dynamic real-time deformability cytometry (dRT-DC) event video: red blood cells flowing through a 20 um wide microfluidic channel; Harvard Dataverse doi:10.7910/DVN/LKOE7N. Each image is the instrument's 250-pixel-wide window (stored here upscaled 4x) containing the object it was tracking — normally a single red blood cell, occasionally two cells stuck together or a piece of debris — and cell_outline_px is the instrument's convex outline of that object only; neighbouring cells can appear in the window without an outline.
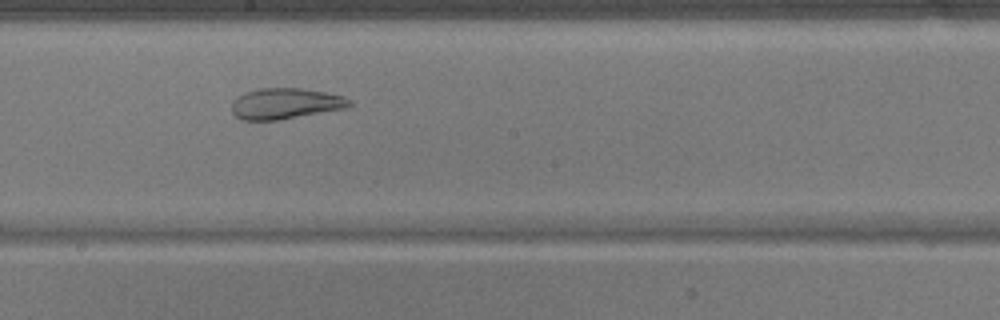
{"species": "common noctule bat (a hibernating species)", "species_latin": "Nyctalus noctula", "temperature_condition": "warm", "stored_images_in_passage": 43, "camera_frame_rate_fps": 3000, "um_per_image_px": 0.085, "animal": {"sex": "male", "body_mass_g": 17.9}, "frame": {"image": 1, "passage_image": 21, "time_ms": 6.667, "image_size_px": [1000, 320], "cell_outline_px": [[352, 104], [348, 108], [280, 120], [240, 120], [232, 112], [232, 100], [236, 96], [244, 92], [260, 88], [304, 88], [344, 96], [352, 100]], "centroid_in_image_um": [24.26, 8.8], "position_along_channel_um": 223.9, "area_um2": 21.56}}
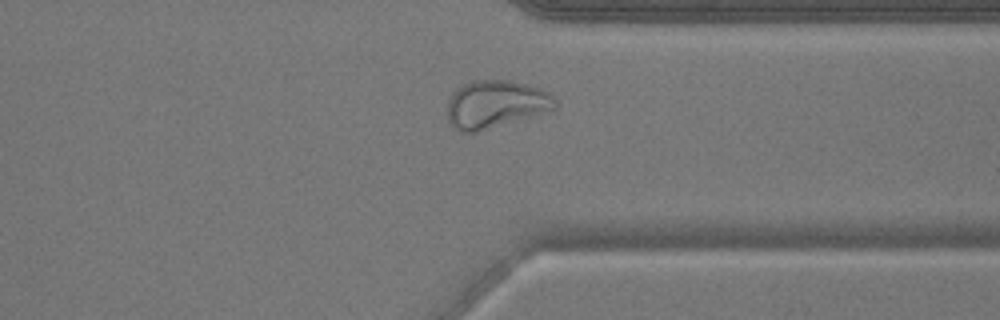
{"frame": {"image": 2, "passage_image": 32, "time_ms": 10.333, "image_size_px": [1000, 320], "cell_outline_px": [[556, 108], [476, 132], [460, 132], [452, 128], [448, 120], [448, 100], [452, 92], [456, 88], [472, 80], [508, 80], [540, 88], [548, 92], [556, 100]], "centroid_in_image_um": [42.06, 8.85], "position_along_channel_um": 369.3, "area_um2": 29.65}}
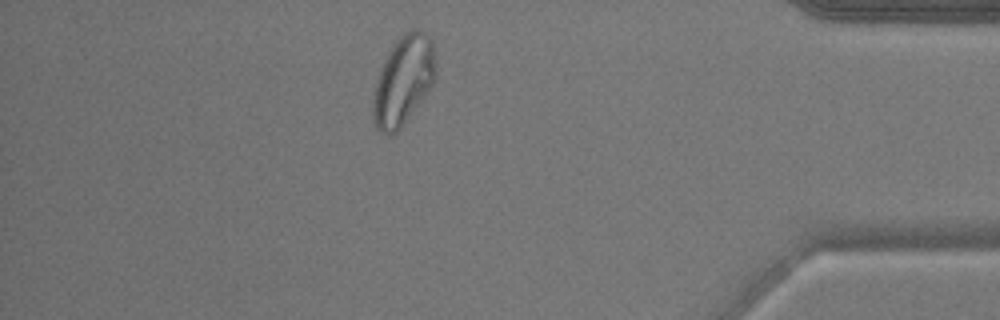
{"frame": {"image": 3, "passage_image": 37, "time_ms": 12.0, "image_size_px": [1000, 320], "cell_outline_px": [[436, 80], [400, 128], [396, 132], [380, 132], [376, 128], [372, 116], [372, 100], [380, 68], [392, 44], [404, 32], [412, 28], [416, 28], [424, 32], [432, 40], [436, 60]], "centroid_in_image_um": [34.29, 6.78], "position_along_channel_um": 400.9, "area_um2": 32.54}}